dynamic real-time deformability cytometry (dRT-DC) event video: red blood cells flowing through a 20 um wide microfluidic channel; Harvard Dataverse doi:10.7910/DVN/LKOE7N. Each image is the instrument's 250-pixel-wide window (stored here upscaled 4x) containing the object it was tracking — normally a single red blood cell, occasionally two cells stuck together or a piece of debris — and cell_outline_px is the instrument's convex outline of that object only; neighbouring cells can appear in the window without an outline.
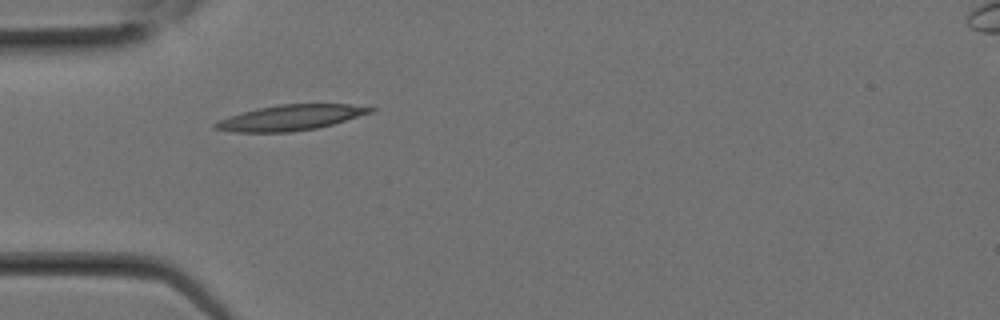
{"species": "Egyptian fruit bat (a non-hibernating species)", "species_latin": "Rousettus aegyptiacus", "temperature_condition": "room temperature", "stored_images_in_passage": 1, "camera_frame_rate_fps": 3000, "um_per_image_px": 0.085, "animal": {"sex": "female"}, "frame": {"image": 1, "passage_image": 1, "time_ms": 0.0, "image_size_px": [1000, 320], "cell_outline_px": [[376, 108], [372, 112], [332, 124], [316, 128], [292, 132], [236, 132], [212, 128], [212, 124], [220, 120], [244, 112], [260, 108], [280, 104], [348, 104]], "centroid_in_image_um": [24.7, 10.0], "position_along_channel_um": 60.3, "area_um2": 22.6}}